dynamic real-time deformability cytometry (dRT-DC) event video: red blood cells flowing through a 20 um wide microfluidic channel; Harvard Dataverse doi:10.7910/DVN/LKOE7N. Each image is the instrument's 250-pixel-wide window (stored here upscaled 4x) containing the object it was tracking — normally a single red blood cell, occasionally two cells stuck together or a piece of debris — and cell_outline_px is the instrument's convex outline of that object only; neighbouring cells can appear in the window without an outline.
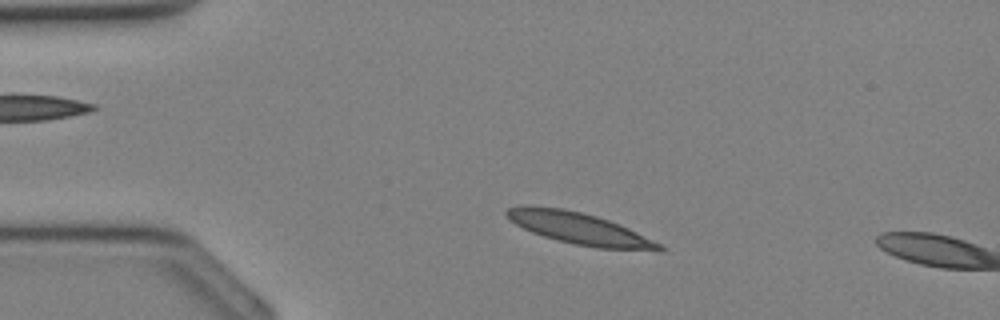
{"species": "Egyptian fruit bat (a non-hibernating species)", "species_latin": "Rousettus aegyptiacus", "temperature_condition": "cold", "stored_images_in_passage": 6, "camera_frame_rate_fps": 3000, "um_per_image_px": 0.085, "animal": {"sex": "female"}, "frame": {"image": 1, "passage_image": 4, "time_ms": 1.0, "image_size_px": [1000, 320], "cell_outline_px": [[668, 248], [664, 252], [660, 252], [596, 248], [576, 244], [544, 236], [532, 232], [508, 220], [504, 212], [508, 208], [520, 204], [528, 204], [564, 208], [596, 216], [620, 224]], "centroid_in_image_um": [49.26, 19.42], "position_along_channel_um": 35.7, "area_um2": 28.55}}